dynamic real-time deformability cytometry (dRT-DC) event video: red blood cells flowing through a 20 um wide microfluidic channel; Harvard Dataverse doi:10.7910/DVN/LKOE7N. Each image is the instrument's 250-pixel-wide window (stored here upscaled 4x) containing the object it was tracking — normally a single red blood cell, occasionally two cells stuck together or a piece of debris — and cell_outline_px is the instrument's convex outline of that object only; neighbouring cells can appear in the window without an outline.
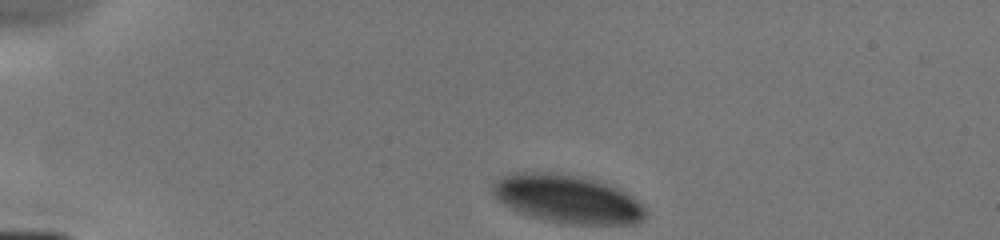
{"species": "human", "species_latin": "Homo sapiens", "temperature_condition": "cold", "stored_images_in_passage": 6, "camera_frame_rate_fps": 3000, "um_per_image_px": 0.085, "donor": {"sex": "male"}, "frame": {"image": 1, "passage_image": 1, "time_ms": 0.0, "image_size_px": [1000, 240], "cell_outline_px": [[648, 212], [636, 224], [564, 224], [544, 220], [520, 212], [504, 204], [492, 192], [492, 184], [500, 176], [512, 172], [560, 172], [584, 176], [600, 180], [612, 184], [620, 188], [632, 196]], "centroid_in_image_um": [48.24, 16.88], "position_along_channel_um": 36.8, "area_um2": 43.52}}
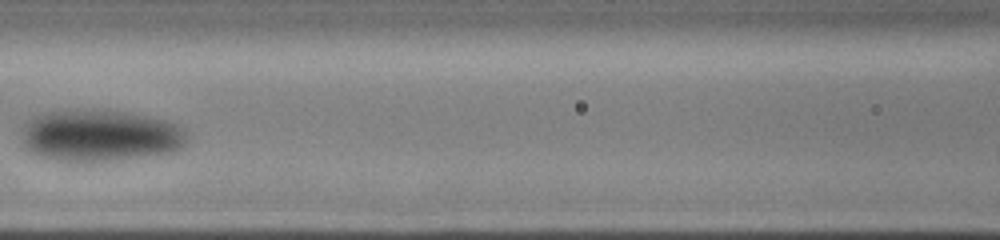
{"frame": {"image": 2, "passage_image": 6, "time_ms": 4.333, "image_size_px": [1000, 240], "cell_outline_px": [[188, 140], [176, 152], [112, 160], [48, 160], [36, 156], [28, 152], [24, 148], [20, 140], [20, 128], [24, 120], [32, 116], [44, 112], [64, 108], [108, 108], [168, 120], [184, 128], [188, 132]], "centroid_in_image_um": [8.41, 11.47], "position_along_channel_um": 158.2, "area_um2": 51.85}}